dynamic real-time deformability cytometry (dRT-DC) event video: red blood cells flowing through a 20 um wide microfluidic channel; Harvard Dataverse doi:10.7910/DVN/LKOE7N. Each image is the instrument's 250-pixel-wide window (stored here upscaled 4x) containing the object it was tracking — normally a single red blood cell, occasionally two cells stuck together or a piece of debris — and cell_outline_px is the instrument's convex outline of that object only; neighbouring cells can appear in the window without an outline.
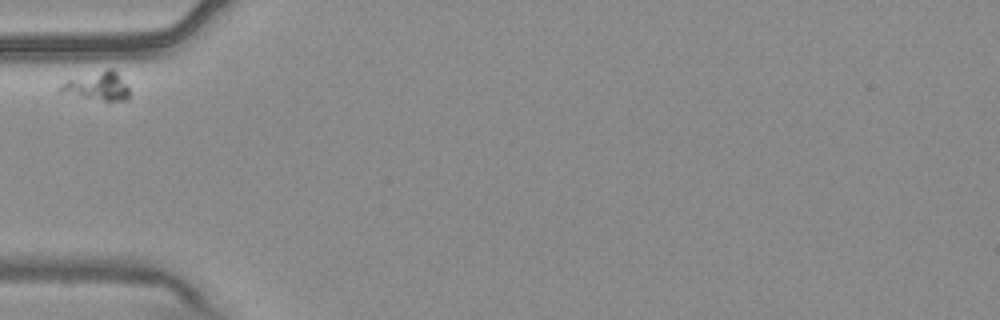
{"species": "common noctule bat (a hibernating species)", "species_latin": "Nyctalus noctula", "temperature_condition": "warm", "stored_images_in_passage": 3, "camera_frame_rate_fps": 3000, "um_per_image_px": 0.085, "animal": {"sex": "male", "body_mass_g": 20.4}, "frame": {"image": 1, "passage_image": 1, "time_ms": 0.0, "image_size_px": [1000, 320], "cell_outline_px": [[128, 100], [104, 100], [56, 92], [56, 88], [60, 84], [68, 80], [108, 68], [112, 68], [116, 72], [128, 88]], "centroid_in_image_um": [8.22, 7.32], "position_along_channel_um": 76.8, "area_um2": 11.1}}
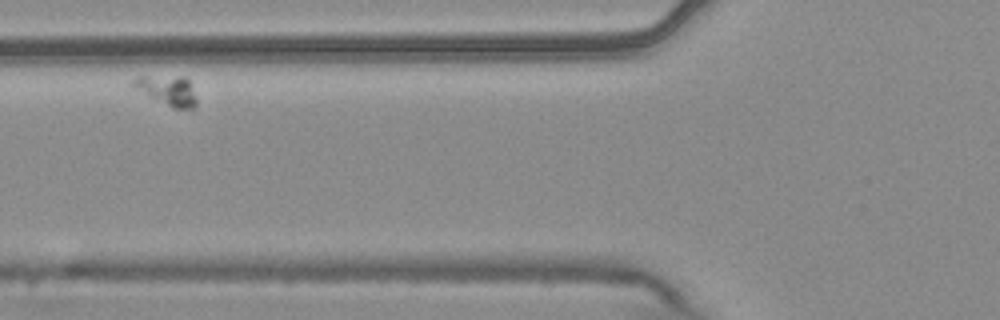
{"frame": {"image": 2, "passage_image": 2, "time_ms": 0.333, "image_size_px": [1000, 320], "cell_outline_px": [[196, 104], [192, 108], [172, 108], [132, 88], [128, 84], [132, 80], [140, 76], [184, 76], [188, 80], [196, 100]], "centroid_in_image_um": [14.15, 7.67], "position_along_channel_um": 111.7, "area_um2": 10.98}}